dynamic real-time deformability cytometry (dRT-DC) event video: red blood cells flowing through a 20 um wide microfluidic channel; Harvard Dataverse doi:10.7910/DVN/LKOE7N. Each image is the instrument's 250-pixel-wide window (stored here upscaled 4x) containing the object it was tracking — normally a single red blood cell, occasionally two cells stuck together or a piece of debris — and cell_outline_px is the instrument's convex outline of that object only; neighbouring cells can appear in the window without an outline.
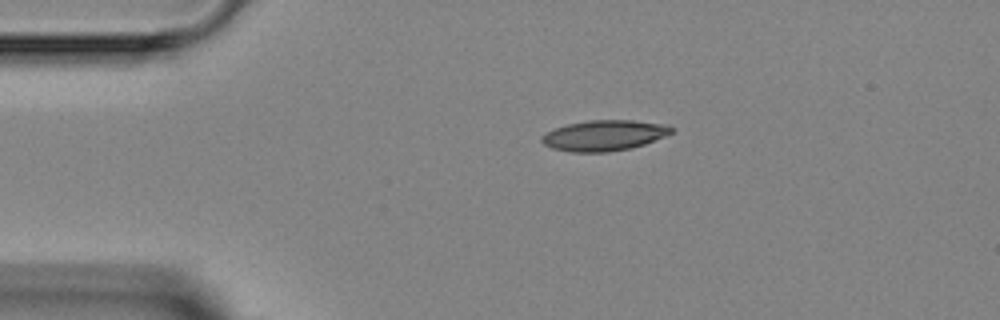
{"species": "Egyptian fruit bat (a non-hibernating species)", "species_latin": "Rousettus aegyptiacus", "temperature_condition": "room temperature", "stored_images_in_passage": 4, "camera_frame_rate_fps": 3000, "um_per_image_px": 0.085, "animal": {"sex": "female"}, "frame": {"image": 1, "passage_image": 2, "time_ms": 1.333, "image_size_px": [1000, 320], "cell_outline_px": [[672, 132], [664, 136], [644, 144], [628, 148], [608, 152], [572, 152], [552, 148], [544, 144], [540, 140], [540, 136], [544, 132], [568, 124], [588, 120], [632, 120], [668, 124], [672, 128]], "centroid_in_image_um": [51.31, 11.5], "position_along_channel_um": 33.7, "area_um2": 23.06}}
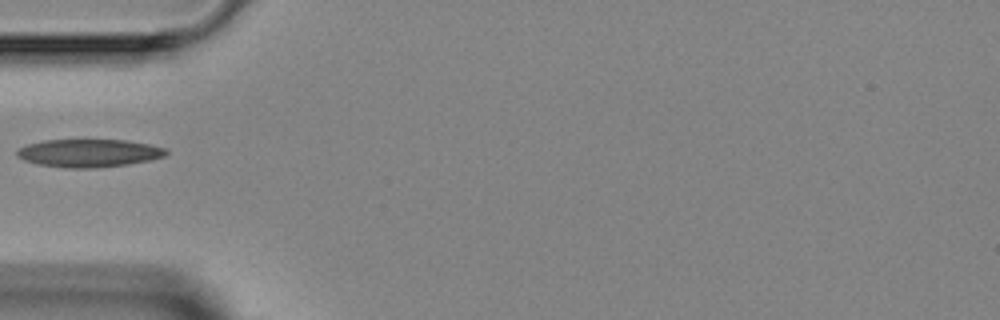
{"frame": {"image": 2, "passage_image": 4, "time_ms": 3.333, "image_size_px": [1000, 320], "cell_outline_px": [[168, 152], [164, 156], [152, 160], [128, 164], [100, 168], [64, 168], [36, 164], [24, 160], [16, 156], [16, 152], [20, 148], [28, 144], [44, 140], [124, 140], [148, 144], [168, 148]], "centroid_in_image_um": [7.57, 13.02], "position_along_channel_um": 77.4, "area_um2": 24.45}}